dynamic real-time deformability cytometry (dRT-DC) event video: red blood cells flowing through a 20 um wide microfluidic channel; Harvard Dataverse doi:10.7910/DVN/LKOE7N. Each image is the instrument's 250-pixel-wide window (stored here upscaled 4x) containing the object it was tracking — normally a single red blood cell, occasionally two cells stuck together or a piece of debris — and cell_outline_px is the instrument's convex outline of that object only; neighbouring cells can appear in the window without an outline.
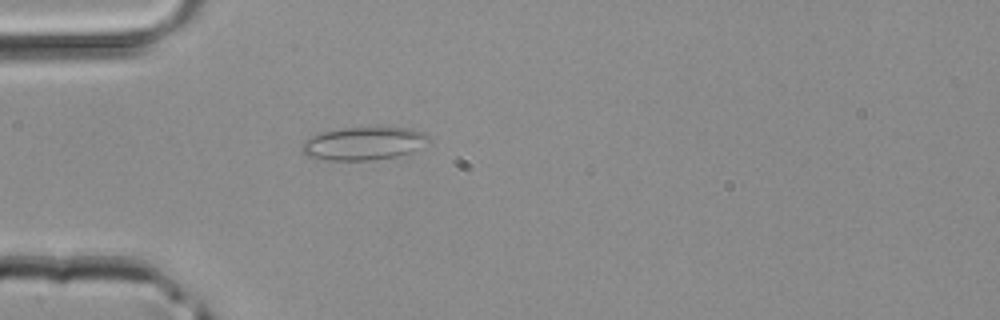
{"species": "common noctule bat (a hibernating species)", "species_latin": "Nyctalus noctula", "temperature_condition": "room temperature", "stored_images_in_passage": 1, "camera_frame_rate_fps": 3000, "um_per_image_px": 0.085, "animal": {"sex": "male", "body_mass_g": 20.4}, "frame": {"image": 1, "passage_image": 1, "time_ms": 0.0, "image_size_px": [1000, 320], "cell_outline_px": [[432, 140], [412, 152], [396, 156], [368, 160], [328, 160], [308, 156], [300, 152], [300, 148], [304, 140], [320, 132], [340, 128], [408, 128], [424, 132]], "centroid_in_image_um": [30.89, 12.19], "position_along_channel_um": 54.1, "area_um2": 24.39}}